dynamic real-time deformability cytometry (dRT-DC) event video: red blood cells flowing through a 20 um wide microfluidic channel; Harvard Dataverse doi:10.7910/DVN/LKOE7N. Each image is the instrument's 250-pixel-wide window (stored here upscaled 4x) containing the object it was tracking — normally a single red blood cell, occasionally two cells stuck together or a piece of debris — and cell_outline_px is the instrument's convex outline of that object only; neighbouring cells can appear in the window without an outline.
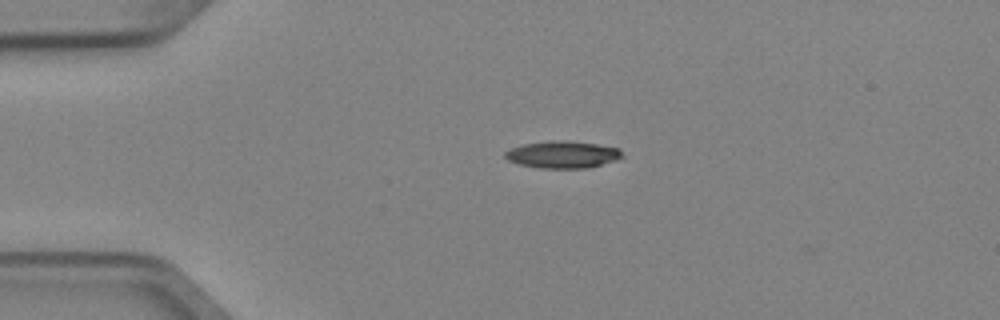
{"species": "Egyptian fruit bat (a non-hibernating species)", "species_latin": "Rousettus aegyptiacus", "temperature_condition": "cold", "stored_images_in_passage": 2, "camera_frame_rate_fps": 3000, "um_per_image_px": 0.085, "animal": {"sex": "female"}, "frame": {"image": 1, "passage_image": 1, "time_ms": 0.0, "image_size_px": [1000, 320], "cell_outline_px": [[624, 156], [588, 168], [540, 168], [520, 164], [508, 160], [504, 156], [504, 152], [512, 148], [524, 144], [552, 140], [564, 140], [596, 144], [620, 148]], "centroid_in_image_um": [47.81, 13.13], "position_along_channel_um": 37.2, "area_um2": 18.26}}